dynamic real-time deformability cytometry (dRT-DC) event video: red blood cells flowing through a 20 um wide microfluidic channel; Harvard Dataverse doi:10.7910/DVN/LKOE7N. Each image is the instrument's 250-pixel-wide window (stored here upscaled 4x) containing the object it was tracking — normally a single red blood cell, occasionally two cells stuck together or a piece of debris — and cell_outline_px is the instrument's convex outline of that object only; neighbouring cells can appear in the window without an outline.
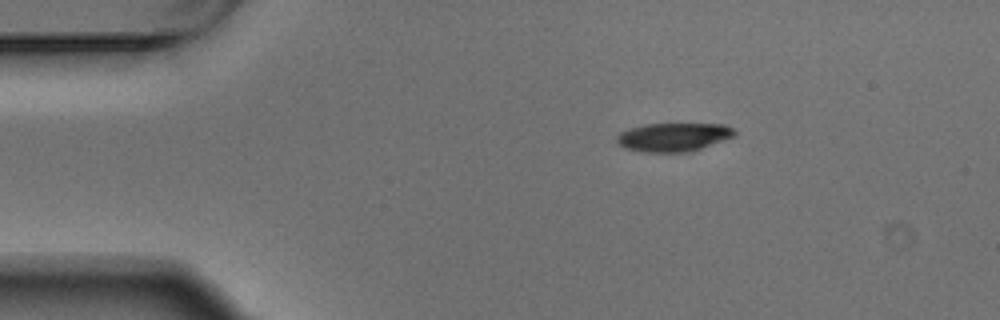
{"species": "Egyptian fruit bat (a non-hibernating species)", "species_latin": "Rousettus aegyptiacus", "temperature_condition": "warm", "stored_images_in_passage": 3, "camera_frame_rate_fps": 3000, "um_per_image_px": 0.085, "animal": {"sex": "male"}, "frame": {"image": 1, "passage_image": 1, "time_ms": 0.0, "image_size_px": [1000, 320], "cell_outline_px": [[736, 136], [688, 152], [644, 152], [624, 148], [616, 140], [616, 136], [620, 132], [644, 124], [724, 124], [732, 128], [736, 132]], "centroid_in_image_um": [57.25, 11.65], "position_along_channel_um": 27.8, "area_um2": 19.48}}
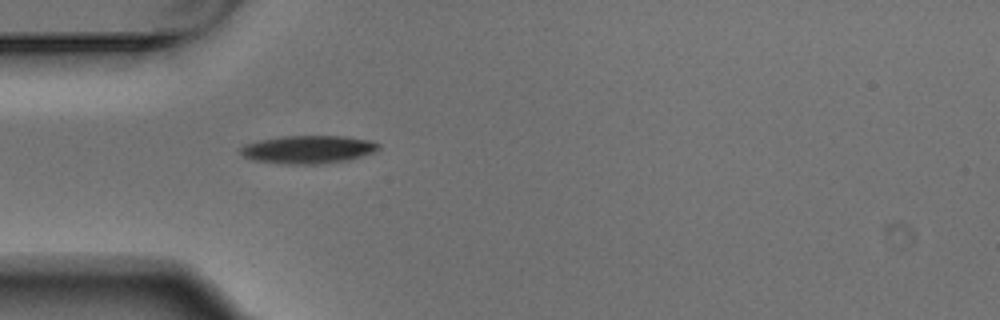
{"frame": {"image": 2, "passage_image": 3, "time_ms": 0.667, "image_size_px": [1000, 320], "cell_outline_px": [[380, 148], [376, 152], [348, 160], [320, 164], [284, 164], [252, 160], [244, 156], [240, 152], [240, 148], [244, 144], [260, 140], [284, 136], [344, 136], [368, 140], [380, 144]], "centroid_in_image_um": [26.2, 12.71], "position_along_channel_um": 58.8, "area_um2": 22.6}}